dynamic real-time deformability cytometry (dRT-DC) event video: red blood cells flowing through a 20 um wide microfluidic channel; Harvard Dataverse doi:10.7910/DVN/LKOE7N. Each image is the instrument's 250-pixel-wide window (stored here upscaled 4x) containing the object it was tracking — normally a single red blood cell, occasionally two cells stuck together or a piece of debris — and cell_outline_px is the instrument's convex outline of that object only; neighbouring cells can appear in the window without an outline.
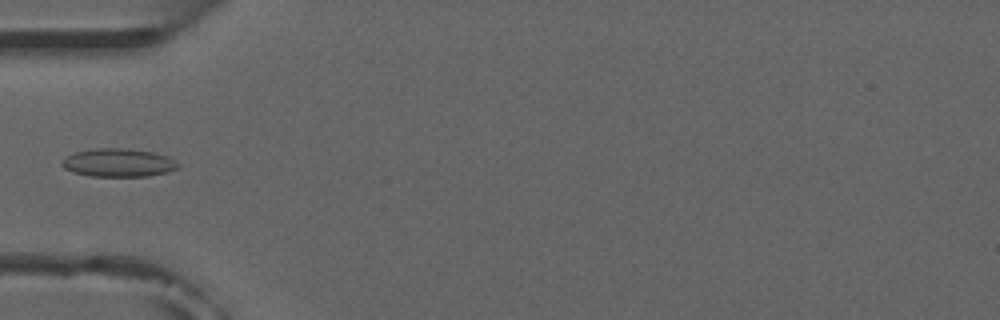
{"species": "common noctule bat (a hibernating species)", "species_latin": "Nyctalus noctula", "temperature_condition": "room temperature", "stored_images_in_passage": 4, "camera_frame_rate_fps": 3000, "um_per_image_px": 0.085, "animal": {"sex": "male", "forearm_length_mm": 52.5}, "frame": {"image": 1, "passage_image": 4, "time_ms": 4.333, "image_size_px": [1000, 320], "cell_outline_px": [[180, 168], [168, 172], [148, 176], [92, 176], [72, 172], [64, 168], [60, 164], [68, 156], [76, 152], [96, 148], [124, 148], [152, 152], [164, 156], [180, 164]], "centroid_in_image_um": [10.07, 13.84], "position_along_channel_um": 74.9, "area_um2": 18.9}}